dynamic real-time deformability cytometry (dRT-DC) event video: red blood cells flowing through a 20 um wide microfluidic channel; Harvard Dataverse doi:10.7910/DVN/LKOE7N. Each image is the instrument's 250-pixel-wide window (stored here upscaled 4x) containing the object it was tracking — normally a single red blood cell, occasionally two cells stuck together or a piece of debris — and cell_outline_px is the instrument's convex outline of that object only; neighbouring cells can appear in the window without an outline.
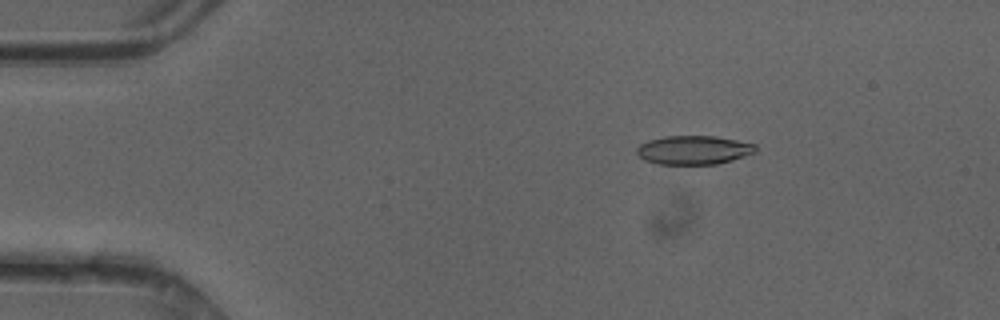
{"species": "common noctule bat (a hibernating species)", "species_latin": "Nyctalus noctula", "temperature_condition": "cold", "stored_images_in_passage": 26, "camera_frame_rate_fps": 3000, "um_per_image_px": 0.085, "animal": {"sex": "female"}, "frame": {"image": 1, "passage_image": 2, "time_ms": 0.333, "image_size_px": [1000, 320], "cell_outline_px": [[756, 152], [732, 160], [716, 164], [656, 164], [644, 160], [636, 152], [636, 148], [640, 144], [648, 140], [664, 136], [716, 136], [756, 144]], "centroid_in_image_um": [58.94, 12.75], "position_along_channel_um": 26.1, "area_um2": 20.0}}
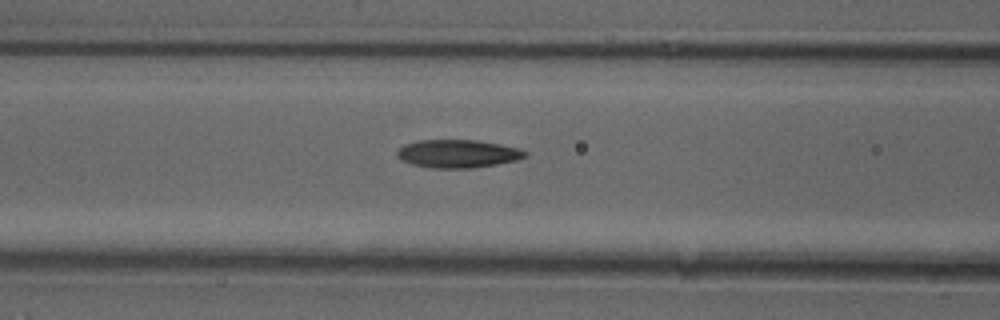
{"frame": {"image": 2, "passage_image": 14, "time_ms": 4.333, "image_size_px": [1000, 320], "cell_outline_px": [[528, 156], [516, 160], [496, 164], [472, 168], [428, 168], [412, 164], [400, 160], [396, 156], [396, 152], [404, 144], [416, 140], [476, 140], [500, 144], [520, 148], [528, 152]], "centroid_in_image_um": [38.9, 13.06], "position_along_channel_um": 127.7, "area_um2": 21.15}}
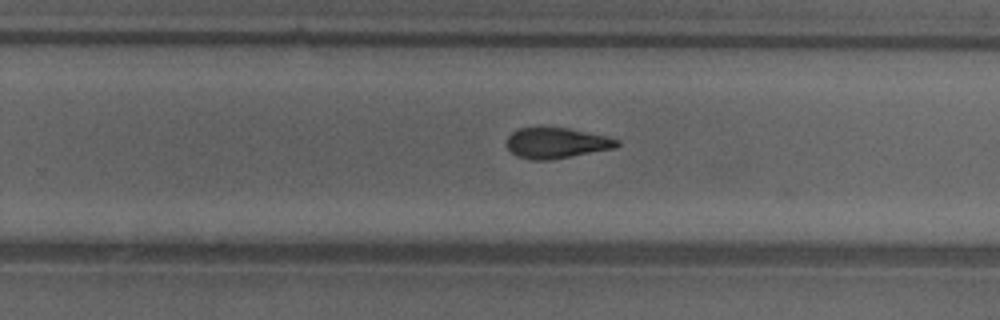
{"frame": {"image": 3, "passage_image": 25, "time_ms": 8.0, "image_size_px": [1000, 320], "cell_outline_px": [[620, 144], [616, 148], [548, 160], [528, 160], [516, 156], [504, 144], [508, 136], [516, 128], [540, 124], [568, 128], [608, 136], [620, 140]], "centroid_in_image_um": [47.24, 12.11], "position_along_channel_um": 282.6, "area_um2": 20.58}}